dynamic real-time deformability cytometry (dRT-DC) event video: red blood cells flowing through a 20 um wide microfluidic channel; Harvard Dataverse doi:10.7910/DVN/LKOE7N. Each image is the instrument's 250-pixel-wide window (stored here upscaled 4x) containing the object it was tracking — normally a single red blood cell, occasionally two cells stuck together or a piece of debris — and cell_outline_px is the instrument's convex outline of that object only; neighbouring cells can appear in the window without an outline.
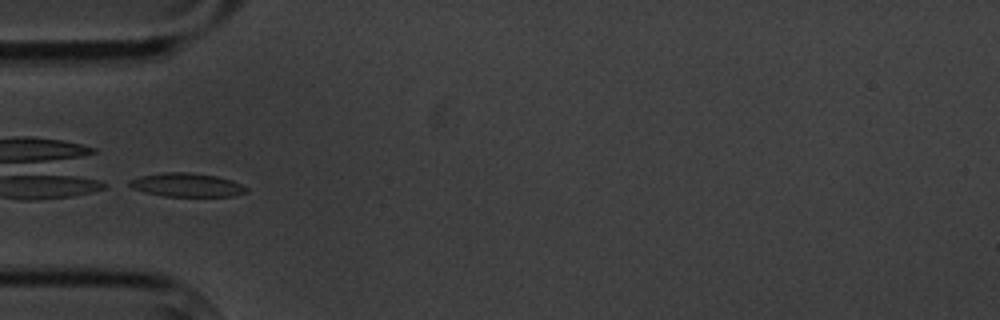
{"species": "common noctule bat (a hibernating species)", "species_latin": "Nyctalus noctula", "temperature_condition": "cold", "stored_images_in_passage": 6, "camera_frame_rate_fps": 3000, "um_per_image_px": 0.085, "animal": {"sex": "male", "body_mass_g": 20.1, "forearm_length_mm": 53.5}, "frame": {"image": 1, "passage_image": 5, "time_ms": 4.667, "image_size_px": [1000, 320], "cell_outline_px": [[248, 192], [236, 196], [164, 196], [144, 192], [132, 188], [128, 184], [128, 180], [140, 176], [164, 172], [192, 172], [216, 176], [232, 180], [248, 188]], "centroid_in_image_um": [15.88, 15.72], "position_along_channel_um": 69.1, "area_um2": 16.24}}